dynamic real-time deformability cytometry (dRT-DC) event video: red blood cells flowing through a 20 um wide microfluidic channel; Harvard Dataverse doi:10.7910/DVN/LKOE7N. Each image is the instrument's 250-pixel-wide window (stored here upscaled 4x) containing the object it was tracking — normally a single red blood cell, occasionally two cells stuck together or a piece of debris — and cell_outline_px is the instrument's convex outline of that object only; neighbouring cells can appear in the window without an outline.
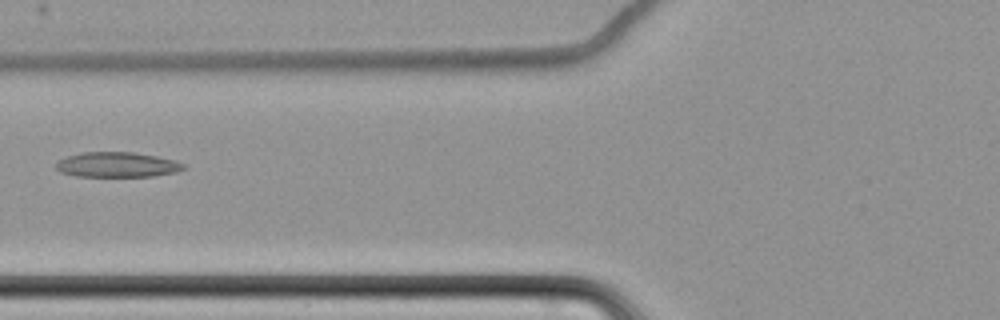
{"species": "common noctule bat (a hibernating species)", "species_latin": "Nyctalus noctula", "temperature_condition": "cold", "stored_images_in_passage": 7, "camera_frame_rate_fps": 3000, "um_per_image_px": 0.085, "animal": {"sex": "female", "body_mass_g": 22.7, "forearm_length_mm": 54.2}, "frame": {"image": 1, "passage_image": 7, "time_ms": 8.333, "image_size_px": [1000, 320], "cell_outline_px": [[188, 168], [176, 172], [152, 176], [76, 176], [60, 172], [56, 168], [56, 164], [60, 160], [68, 156], [80, 152], [132, 152], [156, 156], [176, 160], [184, 164]], "centroid_in_image_um": [9.99, 13.99], "position_along_channel_um": 115.8, "area_um2": 18.61}}